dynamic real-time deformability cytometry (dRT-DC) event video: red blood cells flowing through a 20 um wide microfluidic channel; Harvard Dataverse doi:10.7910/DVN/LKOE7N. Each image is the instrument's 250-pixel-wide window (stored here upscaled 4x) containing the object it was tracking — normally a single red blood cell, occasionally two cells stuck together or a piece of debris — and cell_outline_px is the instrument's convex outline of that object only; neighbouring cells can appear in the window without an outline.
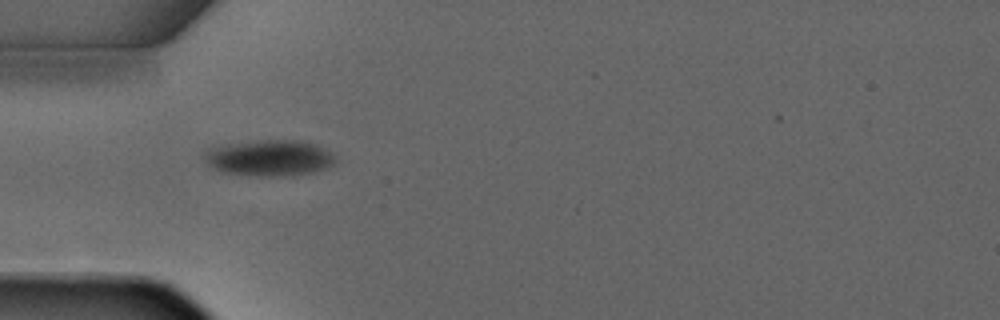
{"species": "common noctule bat (a hibernating species)", "species_latin": "Nyctalus noctula", "temperature_condition": "warm", "stored_images_in_passage": 1, "camera_frame_rate_fps": 3000, "um_per_image_px": 0.085, "animal": {"sex": "male", "forearm_length_mm": 52.5}, "frame": {"image": 1, "passage_image": 1, "time_ms": 0.0, "image_size_px": [1000, 320], "cell_outline_px": [[336, 160], [332, 164], [324, 168], [312, 172], [292, 176], [260, 176], [224, 172], [212, 168], [200, 156], [208, 148], [224, 144], [260, 140], [308, 140], [316, 144], [328, 152]], "centroid_in_image_um": [22.83, 13.41], "position_along_channel_um": 62.2, "area_um2": 27.69}}